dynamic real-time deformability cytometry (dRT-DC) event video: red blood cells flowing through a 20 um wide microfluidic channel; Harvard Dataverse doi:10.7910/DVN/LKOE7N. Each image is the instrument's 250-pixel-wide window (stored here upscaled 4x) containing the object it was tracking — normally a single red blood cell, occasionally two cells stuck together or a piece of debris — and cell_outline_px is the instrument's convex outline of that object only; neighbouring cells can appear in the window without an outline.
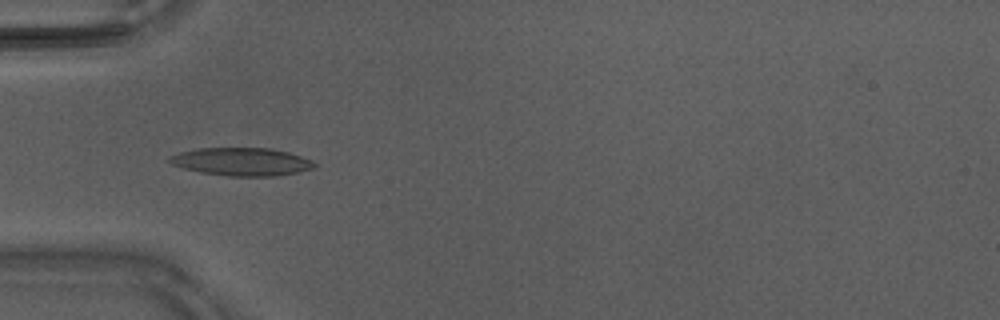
{"species": "Egyptian fruit bat (a non-hibernating species)", "species_latin": "Rousettus aegyptiacus", "temperature_condition": "warm", "stored_images_in_passage": 33, "camera_frame_rate_fps": 3000, "um_per_image_px": 0.085, "animal": {"sex": "male"}, "frame": {"image": 1, "passage_image": 15, "time_ms": 4.667, "image_size_px": [1000, 320], "cell_outline_px": [[316, 164], [312, 168], [296, 172], [276, 176], [228, 176], [200, 172], [184, 168], [172, 164], [168, 160], [172, 156], [180, 152], [200, 148], [268, 148], [288, 152], [312, 160]], "centroid_in_image_um": [20.54, 13.74], "position_along_channel_um": 64.5, "area_um2": 23.29}}